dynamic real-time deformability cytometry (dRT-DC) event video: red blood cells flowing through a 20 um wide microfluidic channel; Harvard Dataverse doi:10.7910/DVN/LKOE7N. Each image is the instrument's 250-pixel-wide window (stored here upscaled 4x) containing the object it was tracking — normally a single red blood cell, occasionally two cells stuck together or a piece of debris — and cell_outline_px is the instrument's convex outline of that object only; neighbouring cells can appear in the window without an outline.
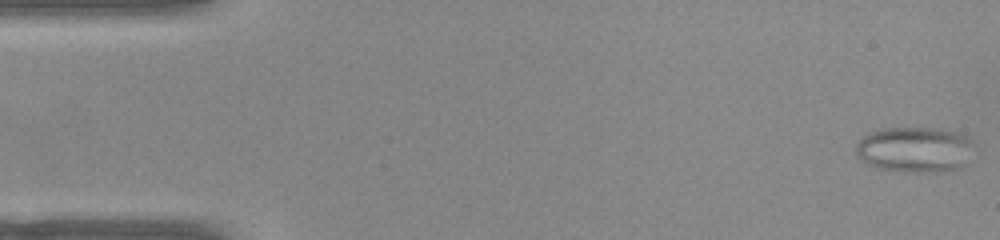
{"species": "common noctule bat (a hibernating species)", "species_latin": "Nyctalus noctula", "temperature_condition": "warm", "stored_images_in_passage": 54, "camera_frame_rate_fps": 3000, "um_per_image_px": 0.085, "animal": {"sex": "female", "body_mass_g": 22.0, "forearm_length_mm": 56.7}, "frame": {"image": 1, "passage_image": 2, "time_ms": 0.333, "image_size_px": [1000, 240], "cell_outline_px": [[952, 136], [948, 164], [928, 168], [908, 168], [880, 164], [864, 156], [860, 152], [860, 144], [868, 136], [880, 132], [940, 132]], "centroid_in_image_um": [77.18, 12.67], "position_along_channel_um": 7.8, "area_um2": 20.58}}
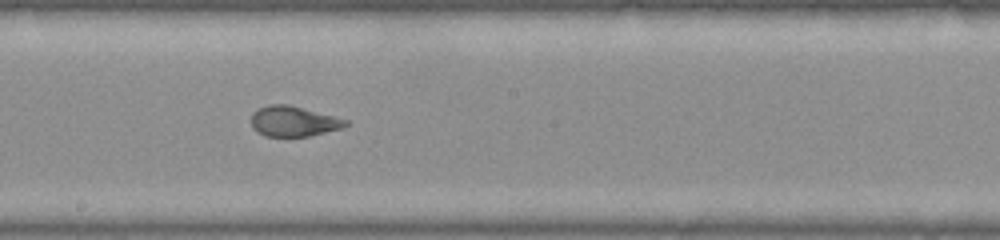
{"frame": {"image": 2, "passage_image": 29, "time_ms": 9.333, "image_size_px": [1000, 240], "cell_outline_px": [[348, 124], [340, 128], [308, 136], [268, 136], [260, 132], [252, 124], [252, 116], [260, 108], [272, 104], [284, 104], [348, 120]], "centroid_in_image_um": [24.96, 10.32], "position_along_channel_um": 223.2, "area_um2": 15.78}}
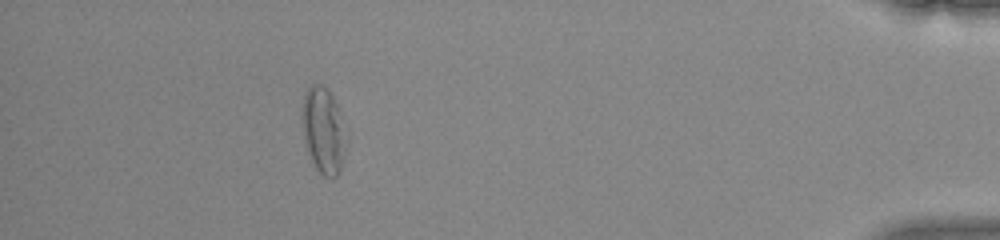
{"frame": {"image": 3, "passage_image": 48, "time_ms": 15.667, "image_size_px": [1000, 240], "cell_outline_px": [[340, 164], [336, 176], [324, 176], [316, 168], [312, 160], [308, 148], [304, 128], [304, 100], [308, 92], [316, 84], [320, 84], [328, 92], [332, 100], [336, 124], [340, 160]], "centroid_in_image_um": [27.34, 11.13], "position_along_channel_um": 407.9, "area_um2": 17.8}}